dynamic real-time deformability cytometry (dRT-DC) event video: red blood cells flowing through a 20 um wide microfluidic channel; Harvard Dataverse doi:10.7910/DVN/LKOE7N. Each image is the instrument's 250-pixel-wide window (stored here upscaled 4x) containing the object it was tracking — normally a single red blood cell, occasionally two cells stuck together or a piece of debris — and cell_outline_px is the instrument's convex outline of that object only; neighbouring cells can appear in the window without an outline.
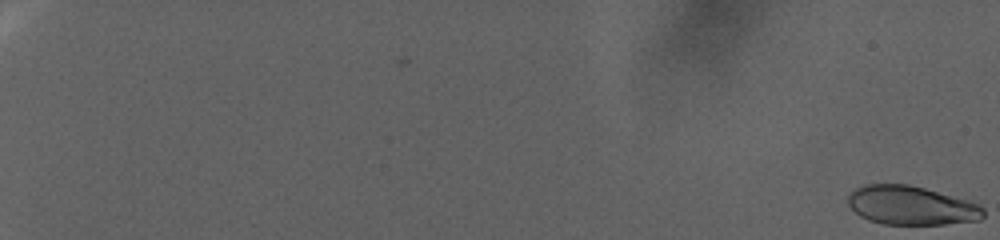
{"species": "human", "species_latin": "Homo sapiens", "temperature_condition": "warm", "stored_images_in_passage": 101, "camera_frame_rate_fps": 3000, "um_per_image_px": 0.085, "donor": {"sex": "female"}, "frame": {"image": 1, "passage_image": 1, "time_ms": 0.0, "image_size_px": [1000, 240], "cell_outline_px": [[984, 216], [980, 220], [944, 224], [884, 224], [868, 220], [860, 216], [848, 204], [848, 196], [856, 188], [864, 184], [908, 184], [924, 188], [968, 200], [980, 204], [984, 208]], "centroid_in_image_um": [77.47, 17.46], "position_along_channel_um": 7.5, "area_um2": 30.63}}
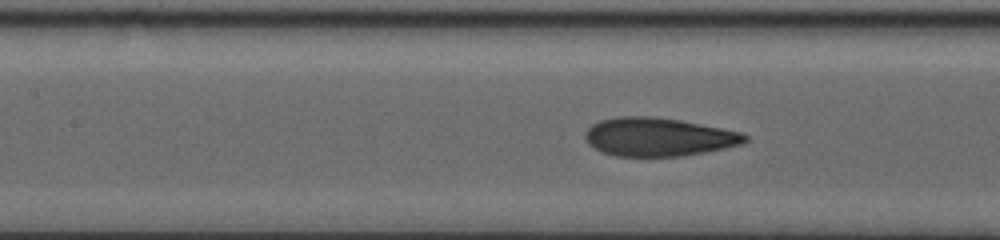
{"frame": {"image": 2, "passage_image": 56, "time_ms": 18.333, "image_size_px": [1000, 240], "cell_outline_px": [[748, 140], [744, 144], [704, 152], [680, 156], [616, 156], [604, 152], [588, 144], [584, 136], [584, 132], [592, 124], [600, 120], [616, 116], [652, 116], [680, 120], [744, 132], [748, 136]], "centroid_in_image_um": [55.98, 11.63], "position_along_channel_um": 151.4, "area_um2": 35.95}}
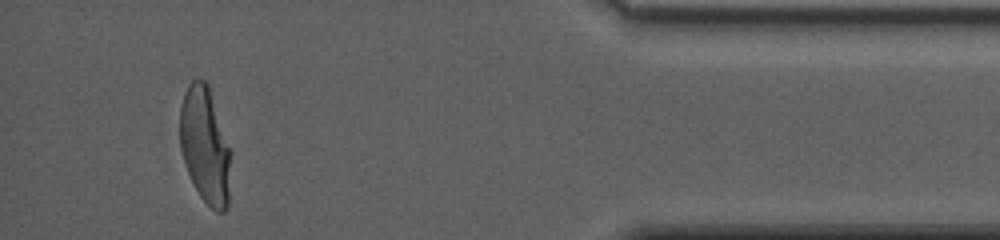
{"frame": {"image": 3, "passage_image": 96, "time_ms": 31.667, "image_size_px": [1000, 240], "cell_outline_px": [[232, 152], [228, 208], [224, 212], [216, 212], [200, 196], [188, 172], [180, 148], [180, 104], [184, 92], [188, 84], [192, 80], [204, 80], [208, 84]], "centroid_in_image_um": [17.45, 12.37], "position_along_channel_um": 417.7, "area_um2": 34.8}, "authors_computed_cell_mechanics": {"area_um2": 34.7956, "velocity_mm_per_s": 2.2847, "shape_relaxation_time_tau1_ms": 9.0964, "shape_relaxation_time_tau2_ms": null, "deformation_change_tau1": 0.2752, "deformation_change_tau2": null}}